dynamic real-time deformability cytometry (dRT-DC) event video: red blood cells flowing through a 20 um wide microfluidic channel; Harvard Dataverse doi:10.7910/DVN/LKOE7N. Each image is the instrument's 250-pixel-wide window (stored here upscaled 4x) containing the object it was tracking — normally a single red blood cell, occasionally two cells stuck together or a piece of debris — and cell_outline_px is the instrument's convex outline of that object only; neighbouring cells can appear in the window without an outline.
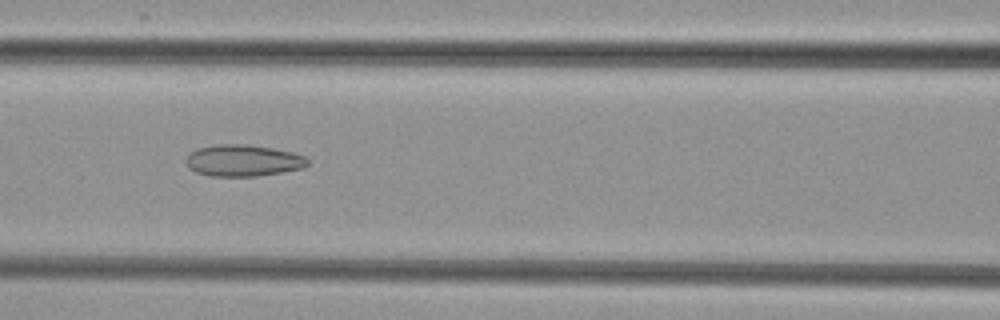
{"species": "common noctule bat (a hibernating species)", "species_latin": "Nyctalus noctula", "temperature_condition": "cold", "stored_images_in_passage": 7, "camera_frame_rate_fps": 3000, "um_per_image_px": 0.085, "animal": {"sex": "female", "body_mass_g": 29.2, "forearm_length_mm": 56.3}, "frame": {"image": 1, "passage_image": 7, "time_ms": 6.667, "image_size_px": [1000, 320], "cell_outline_px": [[308, 164], [304, 168], [256, 176], [208, 176], [196, 172], [188, 168], [184, 160], [196, 148], [216, 144], [248, 144], [272, 148], [292, 152], [304, 156], [308, 160]], "centroid_in_image_um": [20.63, 13.64], "position_along_channel_um": 146.0, "area_um2": 22.48}}